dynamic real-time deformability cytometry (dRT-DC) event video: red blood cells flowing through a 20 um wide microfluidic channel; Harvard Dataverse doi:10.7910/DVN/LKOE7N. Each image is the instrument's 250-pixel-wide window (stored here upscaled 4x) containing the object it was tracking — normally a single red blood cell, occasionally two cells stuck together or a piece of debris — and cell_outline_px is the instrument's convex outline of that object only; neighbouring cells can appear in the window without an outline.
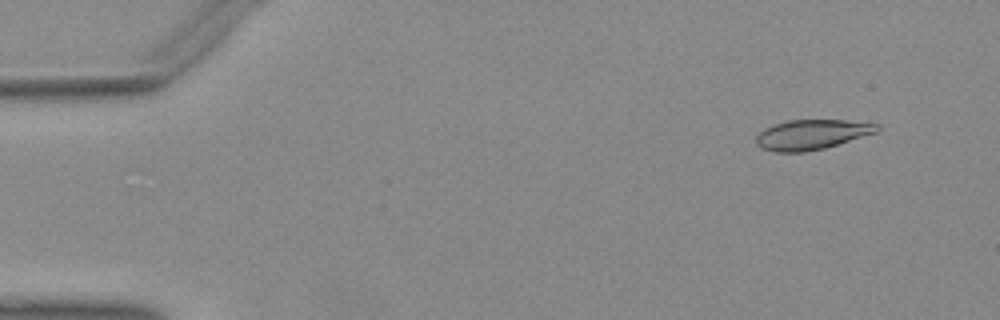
{"species": "Egyptian fruit bat (a non-hibernating species)", "species_latin": "Rousettus aegyptiacus", "temperature_condition": "warm", "stored_images_in_passage": 53, "segment_of_instrument_passage": [1, 2], "camera_frame_rate_fps": 3000, "um_per_image_px": 0.085, "animal": {"sex": "female"}, "frame": {"image": 1, "passage_image": 5, "time_ms": 1.333, "image_size_px": [1000, 320], "cell_outline_px": [[880, 128], [876, 132], [824, 148], [804, 152], [776, 152], [764, 148], [756, 144], [756, 136], [764, 128], [772, 124], [788, 120], [844, 120], [880, 124]], "centroid_in_image_um": [68.97, 11.43], "position_along_channel_um": 16.0, "area_um2": 20.92}}
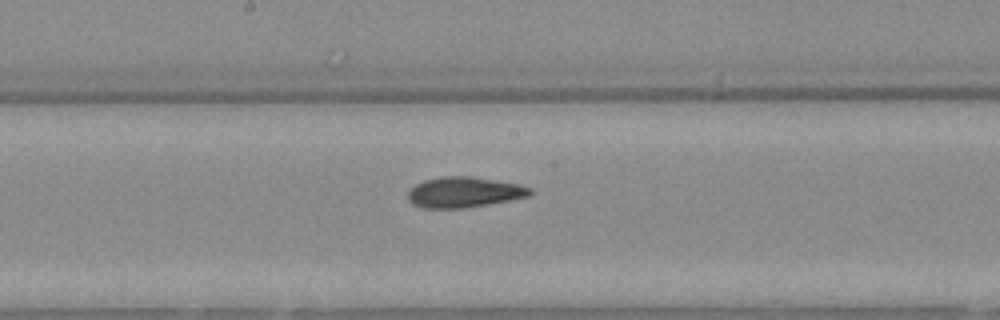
{"frame": {"image": 2, "passage_image": 28, "time_ms": 9.0, "image_size_px": [1000, 320], "cell_outline_px": [[532, 192], [528, 196], [488, 204], [464, 208], [420, 208], [412, 204], [408, 200], [408, 192], [416, 184], [424, 180], [440, 176], [472, 176], [520, 184], [532, 188]], "centroid_in_image_um": [39.42, 16.33], "position_along_channel_um": 208.8, "area_um2": 21.79}}
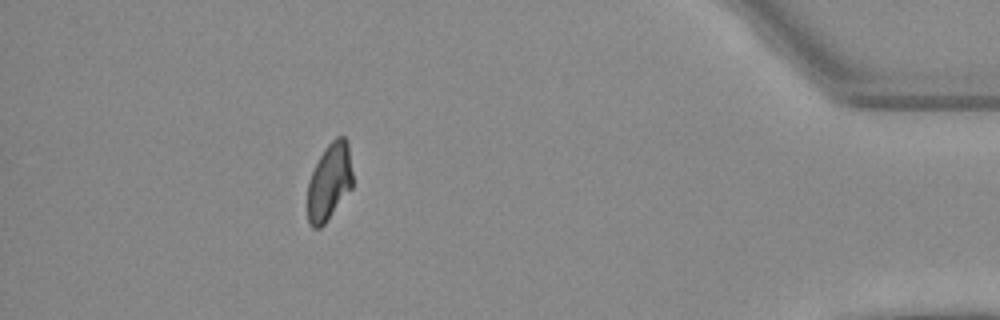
{"frame": {"image": 3, "passage_image": 47, "time_ms": 15.333, "image_size_px": [1000, 320], "cell_outline_px": [[352, 188], [324, 224], [320, 228], [312, 228], [308, 220], [308, 184], [312, 172], [324, 148], [336, 136], [344, 136], [348, 140], [352, 172]], "centroid_in_image_um": [28.01, 15.43], "position_along_channel_um": 407.2, "area_um2": 20.17}}